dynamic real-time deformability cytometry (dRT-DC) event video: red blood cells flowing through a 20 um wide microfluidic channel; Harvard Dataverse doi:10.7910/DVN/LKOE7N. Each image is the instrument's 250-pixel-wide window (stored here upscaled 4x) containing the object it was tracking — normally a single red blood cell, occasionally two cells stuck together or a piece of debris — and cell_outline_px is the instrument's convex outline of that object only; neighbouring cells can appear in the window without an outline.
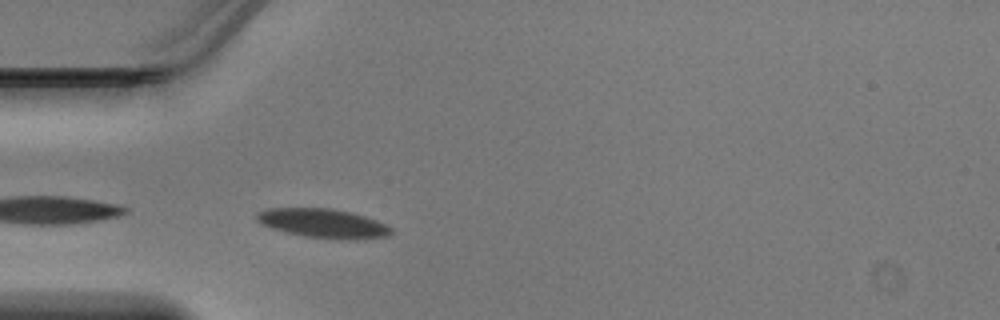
{"species": "Egyptian fruit bat (a non-hibernating species)", "species_latin": "Rousettus aegyptiacus", "temperature_condition": "warm", "stored_images_in_passage": 16, "camera_frame_rate_fps": 3000, "um_per_image_px": 0.085, "animal": {"sex": "male"}, "frame": {"image": 1, "passage_image": 1, "time_ms": 0.0, "image_size_px": [1000, 320], "cell_outline_px": [[392, 232], [388, 236], [356, 240], [348, 240], [304, 236], [272, 228], [260, 224], [256, 220], [256, 212], [268, 208], [328, 208], [348, 212], [364, 216], [376, 220], [392, 228]], "centroid_in_image_um": [27.45, 18.98], "position_along_channel_um": 57.6, "area_um2": 22.72}}
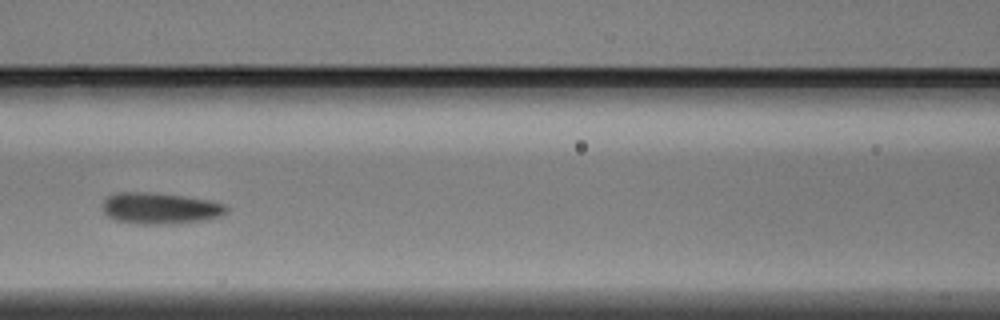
{"frame": {"image": 2, "passage_image": 8, "time_ms": 2.333, "image_size_px": [1000, 320], "cell_outline_px": [[228, 212], [220, 216], [208, 220], [168, 224], [140, 224], [116, 220], [108, 216], [100, 208], [104, 200], [108, 196], [116, 192], [152, 192], [184, 196], [208, 200], [224, 204], [228, 208]], "centroid_in_image_um": [13.6, 17.7], "position_along_channel_um": 153.0, "area_um2": 22.83}}
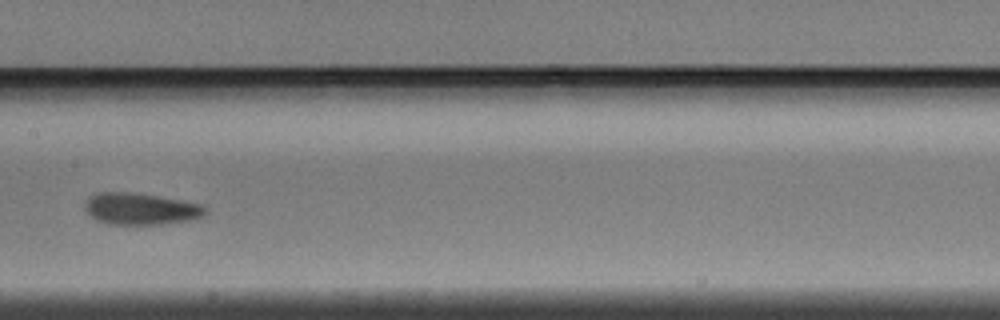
{"frame": {"image": 3, "passage_image": 11, "time_ms": 3.333, "image_size_px": [1000, 320], "cell_outline_px": [[208, 212], [200, 216], [188, 220], [160, 224], [108, 224], [96, 220], [84, 208], [84, 204], [88, 196], [96, 192], [132, 192], [156, 196], [200, 204]], "centroid_in_image_um": [11.87, 17.74], "position_along_channel_um": 195.5, "area_um2": 21.96}}